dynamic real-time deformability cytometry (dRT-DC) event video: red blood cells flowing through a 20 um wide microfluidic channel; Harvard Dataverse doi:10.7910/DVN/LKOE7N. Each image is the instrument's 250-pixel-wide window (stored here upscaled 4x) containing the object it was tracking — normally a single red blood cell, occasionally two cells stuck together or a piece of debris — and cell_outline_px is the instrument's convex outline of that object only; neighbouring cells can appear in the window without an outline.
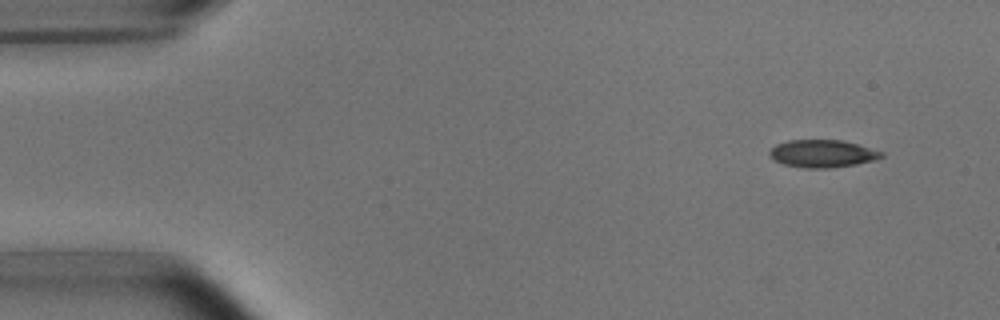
{"species": "common noctule bat (a hibernating species)", "species_latin": "Nyctalus noctula", "temperature_condition": "room temperature", "stored_images_in_passage": 4, "camera_frame_rate_fps": 3000, "um_per_image_px": 0.085, "animal": {"sex": "male", "body_mass_g": 15.6}, "frame": {"image": 1, "passage_image": 1, "time_ms": 0.0, "image_size_px": [1000, 320], "cell_outline_px": [[884, 156], [872, 160], [856, 164], [828, 168], [804, 168], [784, 164], [772, 160], [768, 156], [768, 152], [776, 144], [788, 140], [844, 140], [884, 152]], "centroid_in_image_um": [69.86, 13.05], "position_along_channel_um": 15.1, "area_um2": 18.03}}
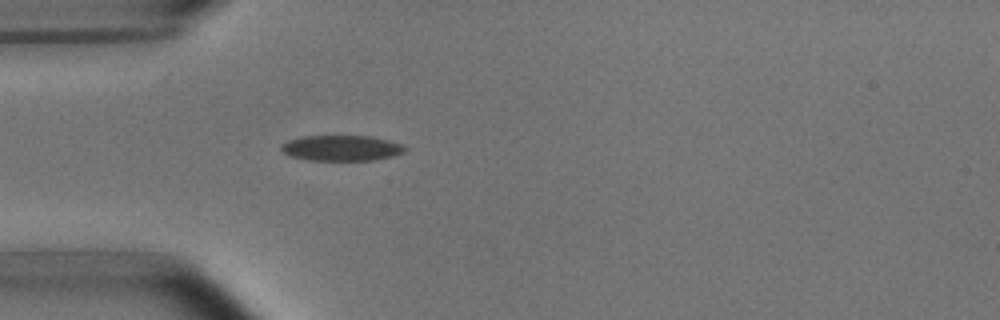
{"frame": {"image": 2, "passage_image": 4, "time_ms": 3.667, "image_size_px": [1000, 320], "cell_outline_px": [[408, 148], [404, 152], [392, 156], [372, 160], [308, 160], [288, 156], [280, 148], [280, 144], [288, 140], [304, 136], [372, 136], [404, 144]], "centroid_in_image_um": [29.02, 12.58], "position_along_channel_um": 56.0, "area_um2": 18.55}}